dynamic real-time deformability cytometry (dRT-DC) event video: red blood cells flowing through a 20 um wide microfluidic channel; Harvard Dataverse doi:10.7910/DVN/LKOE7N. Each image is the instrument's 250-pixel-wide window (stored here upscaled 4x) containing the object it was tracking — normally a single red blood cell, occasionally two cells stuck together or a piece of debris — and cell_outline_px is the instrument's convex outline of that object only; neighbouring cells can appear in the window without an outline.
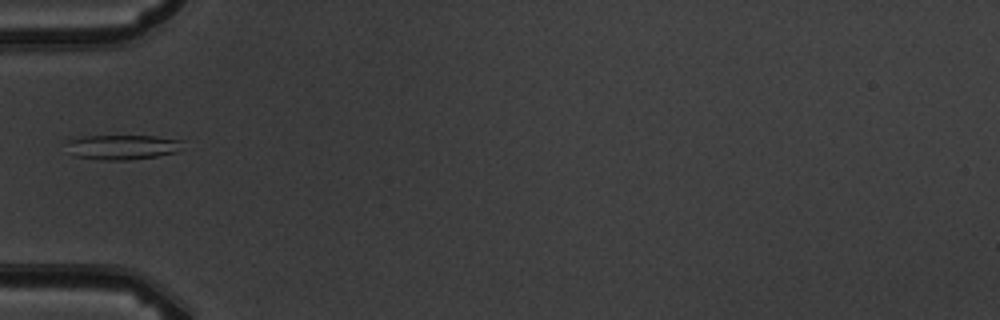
{"species": "common noctule bat (a hibernating species)", "species_latin": "Nyctalus noctula", "temperature_condition": "warm", "stored_images_in_passage": 6, "camera_frame_rate_fps": 3000, "um_per_image_px": 0.085, "animal": {"sex": "male", "body_mass_g": 19.5, "forearm_length_mm": 54.6}, "frame": {"image": 1, "passage_image": 6, "time_ms": 5.667, "image_size_px": [1000, 320], "cell_outline_px": [[184, 140], [176, 152], [156, 156], [128, 160], [100, 160], [76, 156], [68, 140], [80, 136], [156, 136]], "centroid_in_image_um": [10.47, 12.49], "position_along_channel_um": 74.5, "area_um2": 16.42}}